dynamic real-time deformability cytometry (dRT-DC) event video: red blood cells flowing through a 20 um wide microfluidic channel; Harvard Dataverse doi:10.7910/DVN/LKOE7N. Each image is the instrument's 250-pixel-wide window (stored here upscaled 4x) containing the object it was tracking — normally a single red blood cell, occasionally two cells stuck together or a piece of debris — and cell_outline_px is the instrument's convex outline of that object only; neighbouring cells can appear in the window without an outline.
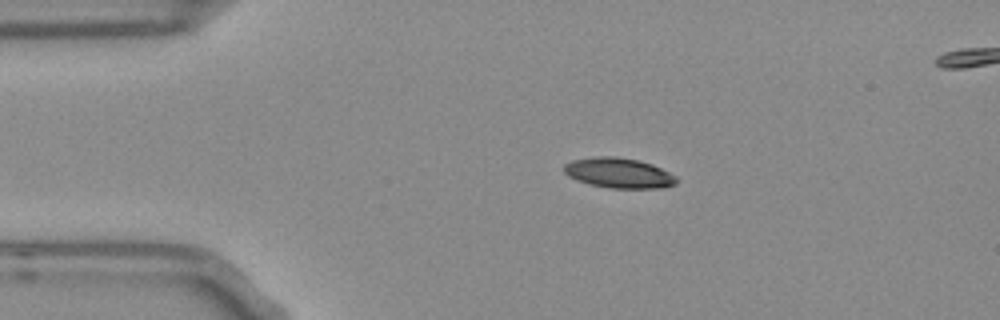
{"species": "Egyptian fruit bat (a non-hibernating species)", "species_latin": "Rousettus aegyptiacus", "temperature_condition": "room temperature", "stored_images_in_passage": 45, "camera_frame_rate_fps": 3000, "um_per_image_px": 0.085, "frame": {"image": 1, "passage_image": 1, "time_ms": 0.0, "image_size_px": [1000, 320], "cell_outline_px": [[680, 180], [676, 184], [664, 188], [608, 188], [588, 184], [576, 180], [568, 176], [564, 172], [564, 164], [572, 160], [596, 156], [616, 156], [640, 160], [652, 164], [676, 176]], "centroid_in_image_um": [52.61, 14.7], "position_along_channel_um": 32.4, "area_um2": 20.06}}
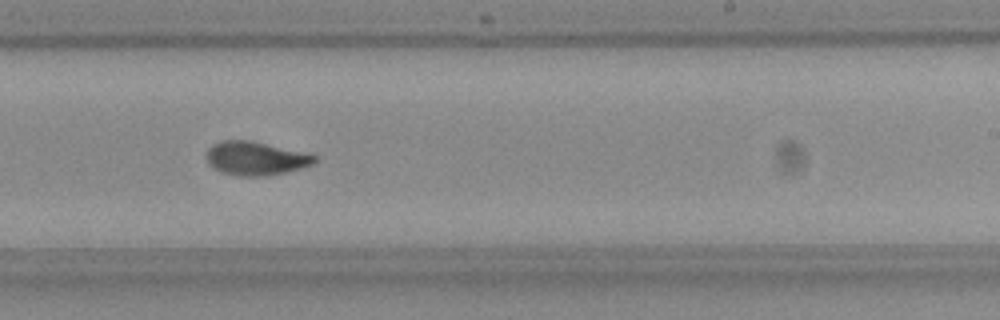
{"frame": {"image": 2, "passage_image": 23, "time_ms": 7.333, "image_size_px": [1000, 320], "cell_outline_px": [[316, 164], [268, 176], [236, 176], [220, 172], [212, 168], [208, 164], [208, 148], [212, 144], [220, 140], [248, 140], [300, 152], [316, 156]], "centroid_in_image_um": [21.68, 13.48], "position_along_channel_um": 267.3, "area_um2": 20.98}}
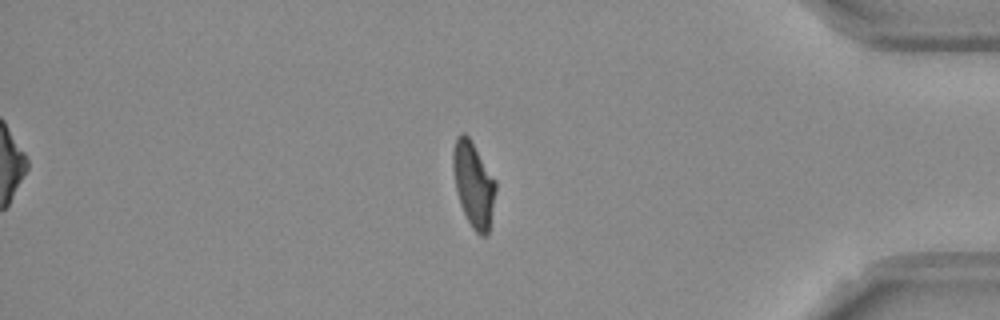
{"frame": {"image": 3, "passage_image": 36, "time_ms": 11.667, "image_size_px": [1000, 320], "cell_outline_px": [[496, 188], [488, 232], [484, 236], [480, 236], [472, 228], [460, 204], [456, 188], [452, 168], [452, 152], [456, 136], [460, 132], [464, 132], [472, 140], [496, 180]], "centroid_in_image_um": [40.23, 15.6], "position_along_channel_um": 395.0, "area_um2": 21.21}, "authors_computed_cell_mechanics": {"area_um2": 20.8658, "velocity_mm_per_s": 3.7368, "shape_relaxation_time_tau1_ms": 9.442, "shape_relaxation_time_tau2_ms": 1.8548, "deformation_change_tau1": 0.2252, "deformation_change_tau2": 0.0688}}